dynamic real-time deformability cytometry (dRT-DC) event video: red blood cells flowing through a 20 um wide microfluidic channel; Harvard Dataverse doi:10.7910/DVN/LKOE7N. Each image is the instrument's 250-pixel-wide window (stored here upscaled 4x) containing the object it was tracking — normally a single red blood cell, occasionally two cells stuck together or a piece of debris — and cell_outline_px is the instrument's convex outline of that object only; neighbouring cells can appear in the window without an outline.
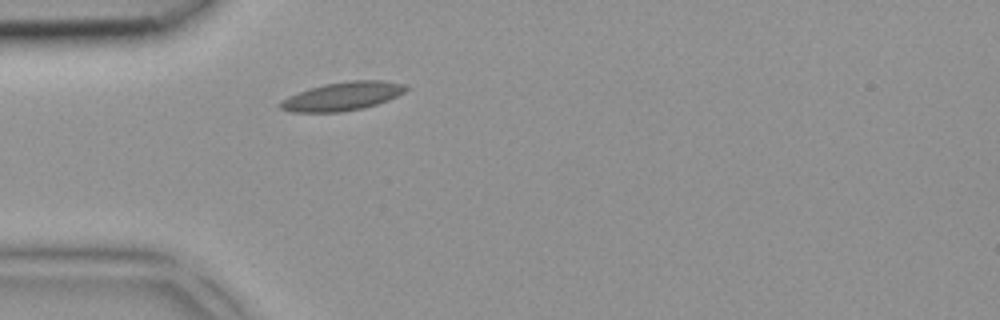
{"species": "common noctule bat (a hibernating species)", "species_latin": "Nyctalus noctula", "temperature_condition": "room temperature", "stored_images_in_passage": 1, "camera_frame_rate_fps": 3000, "um_per_image_px": 0.085, "animal": {"sex": "female", "body_mass_g": 18.4}, "frame": {"image": 1, "passage_image": 1, "time_ms": 0.0, "image_size_px": [1000, 320], "cell_outline_px": [[412, 88], [388, 100], [364, 108], [340, 112], [292, 112], [280, 108], [276, 104], [280, 100], [288, 96], [308, 88], [324, 84], [348, 80], [384, 80], [404, 84]], "centroid_in_image_um": [29.1, 8.17], "position_along_channel_um": 55.9, "area_um2": 21.15}}